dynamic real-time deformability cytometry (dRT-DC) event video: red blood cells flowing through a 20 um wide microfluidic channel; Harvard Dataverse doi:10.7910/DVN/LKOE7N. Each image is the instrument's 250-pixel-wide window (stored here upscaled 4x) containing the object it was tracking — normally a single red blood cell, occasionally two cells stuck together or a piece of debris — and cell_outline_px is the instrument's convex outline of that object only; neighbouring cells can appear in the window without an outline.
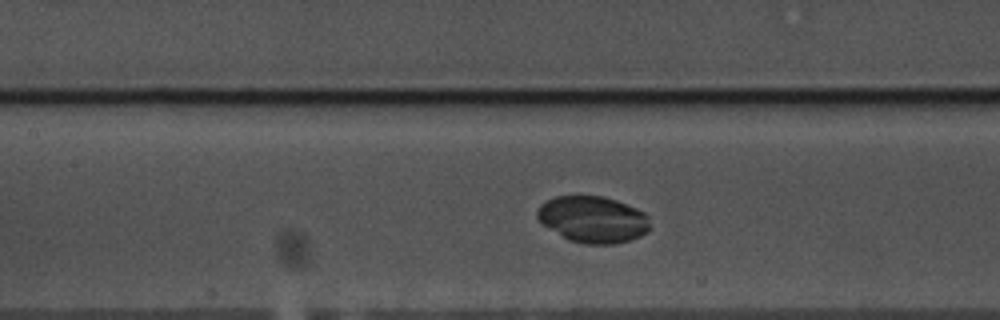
{"species": "common noctule bat (a hibernating species)", "species_latin": "Nyctalus noctula", "temperature_condition": "warm", "stored_images_in_passage": 48, "camera_frame_rate_fps": 3000, "um_per_image_px": 0.085, "animal": {"sex": "male", "body_mass_g": 17.5, "forearm_length_mm": 52.3}, "frame": {"image": 1, "passage_image": 23, "time_ms": 7.333, "image_size_px": [1000, 320], "cell_outline_px": [[648, 232], [640, 236], [628, 240], [612, 244], [584, 244], [568, 240], [544, 224], [536, 216], [536, 212], [540, 204], [556, 196], [604, 196], [616, 200], [636, 208], [644, 212], [648, 216]], "centroid_in_image_um": [50.39, 18.64], "position_along_channel_um": 157.0, "area_um2": 30.35}}
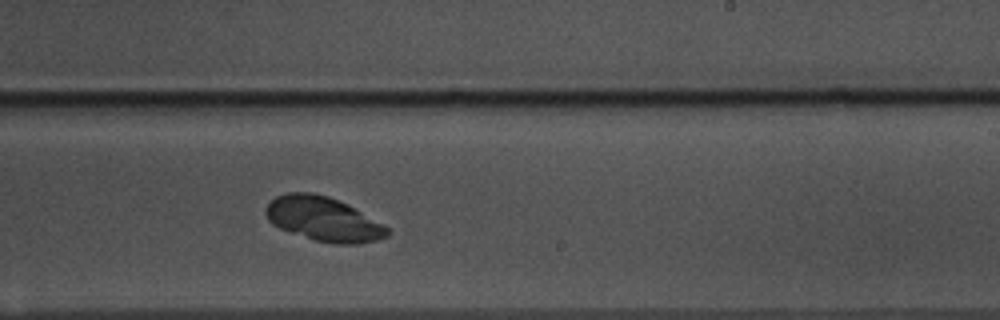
{"frame": {"image": 2, "passage_image": 32, "time_ms": 10.333, "image_size_px": [1000, 320], "cell_outline_px": [[392, 232], [388, 236], [376, 240], [360, 244], [336, 244], [316, 240], [280, 228], [272, 224], [268, 220], [264, 212], [264, 208], [276, 196], [288, 192], [312, 192], [328, 196], [348, 204], [392, 228]], "centroid_in_image_um": [27.54, 18.61], "position_along_channel_um": 261.5, "area_um2": 31.62}}
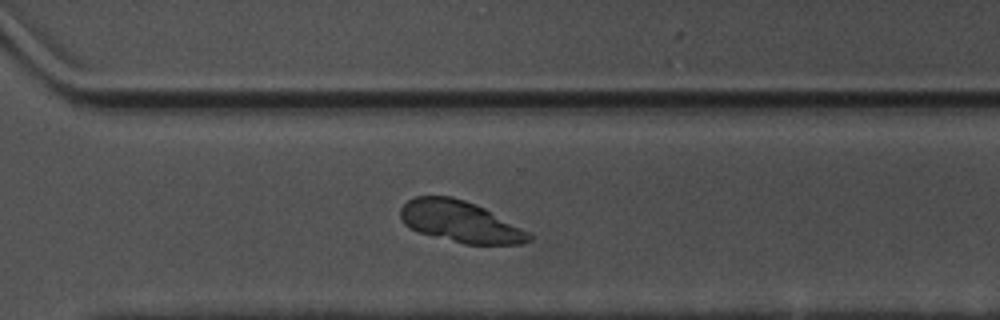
{"frame": {"image": 3, "passage_image": 38, "time_ms": 12.333, "image_size_px": [1000, 320], "cell_outline_px": [[532, 240], [524, 244], [464, 244], [420, 232], [408, 228], [400, 220], [400, 208], [408, 200], [416, 196], [452, 196], [476, 204], [484, 208], [528, 232], [532, 236]], "centroid_in_image_um": [39.09, 18.84], "position_along_channel_um": 331.5, "area_um2": 30.81}}